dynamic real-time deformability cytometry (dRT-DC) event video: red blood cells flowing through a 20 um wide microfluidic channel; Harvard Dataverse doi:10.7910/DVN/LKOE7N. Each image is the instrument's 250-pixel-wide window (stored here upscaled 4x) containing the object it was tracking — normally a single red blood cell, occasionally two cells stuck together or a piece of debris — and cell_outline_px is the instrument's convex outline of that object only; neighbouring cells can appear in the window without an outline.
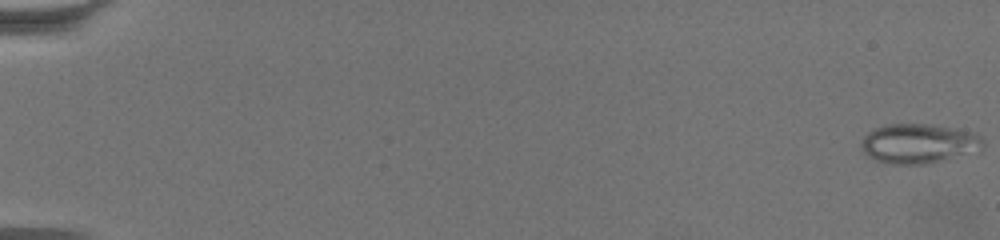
{"species": "common noctule bat (a hibernating species)", "species_latin": "Nyctalus noctula", "temperature_condition": "warm", "stored_images_in_passage": 64, "camera_frame_rate_fps": 3000, "um_per_image_px": 0.085, "animal": {"sex": "female", "body_mass_g": 19.5, "forearm_length_mm": 54.1}, "frame": {"image": 1, "passage_image": 1, "time_ms": 0.0, "image_size_px": [1000, 240], "cell_outline_px": [[984, 148], [980, 152], [928, 164], [892, 164], [876, 160], [868, 156], [860, 148], [860, 144], [864, 136], [868, 132], [876, 128], [888, 124], [932, 124], [956, 128], [972, 132], [980, 136], [984, 140]], "centroid_in_image_um": [78.15, 12.21], "position_along_channel_um": 6.9, "area_um2": 28.61}}
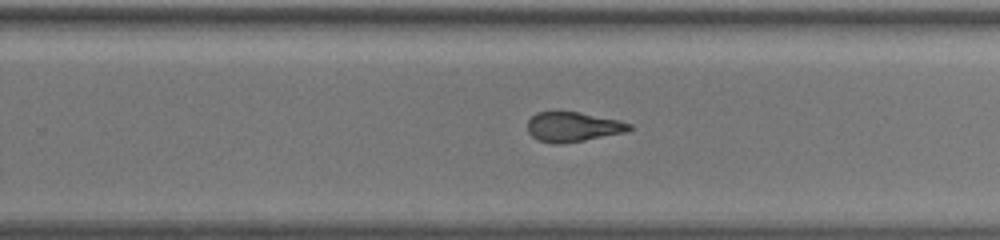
{"frame": {"image": 2, "passage_image": 43, "time_ms": 14.0, "image_size_px": [1000, 240], "cell_outline_px": [[632, 128], [628, 132], [584, 140], [560, 144], [552, 144], [536, 140], [528, 132], [528, 120], [536, 112], [580, 112], [620, 120], [632, 124]], "centroid_in_image_um": [48.71, 10.79], "position_along_channel_um": 281.1, "area_um2": 17.8}}
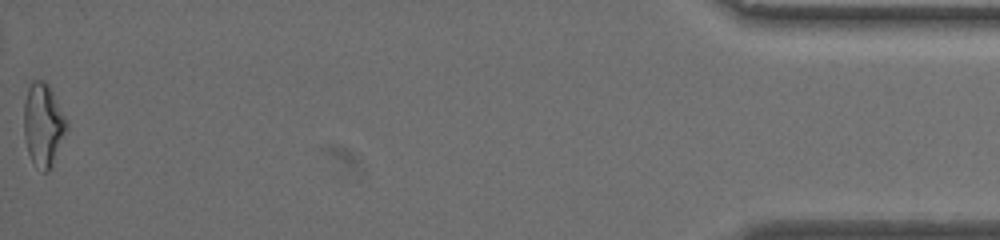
{"frame": {"image": 3, "passage_image": 64, "time_ms": 21.0, "image_size_px": [1000, 240], "cell_outline_px": [[68, 128], [52, 168], [48, 172], [44, 172], [32, 160], [28, 152], [24, 136], [24, 104], [28, 88], [32, 80], [44, 80], [48, 84], [68, 124]], "centroid_in_image_um": [3.68, 10.62], "position_along_channel_um": 431.5, "area_um2": 20.52}, "authors_computed_cell_mechanics": {"area_um2": 19.363, "velocity_mm_per_s": 3.3995, "shape_relaxation_time_tau1_ms": null, "shape_relaxation_time_tau2_ms": 1.8167, "deformation_change_tau1": null, "deformation_change_tau2": 0.1021}}